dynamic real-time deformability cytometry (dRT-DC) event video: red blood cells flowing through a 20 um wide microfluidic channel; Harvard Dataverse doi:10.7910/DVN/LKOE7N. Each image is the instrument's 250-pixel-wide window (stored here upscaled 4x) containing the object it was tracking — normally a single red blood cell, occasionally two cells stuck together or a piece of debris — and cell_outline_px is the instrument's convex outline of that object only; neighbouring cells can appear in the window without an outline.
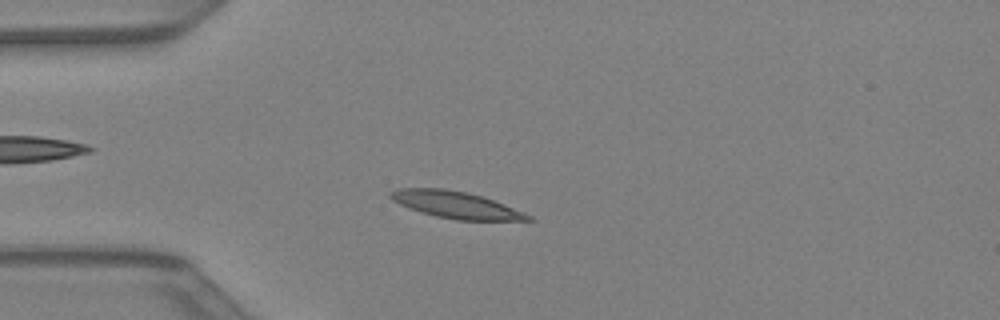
{"species": "Egyptian fruit bat (a non-hibernating species)", "species_latin": "Rousettus aegyptiacus", "temperature_condition": "warm", "stored_images_in_passage": 41, "camera_frame_rate_fps": 3000, "um_per_image_px": 0.085, "animal": {"sex": "female"}, "frame": {"image": 1, "passage_image": 10, "time_ms": 3.0, "image_size_px": [1000, 320], "cell_outline_px": [[536, 220], [456, 220], [436, 216], [420, 212], [408, 208], [392, 200], [388, 196], [388, 192], [400, 188], [444, 188], [468, 192], [504, 204], [524, 212], [532, 216]], "centroid_in_image_um": [38.72, 17.41], "position_along_channel_um": 46.3, "area_um2": 21.5}}
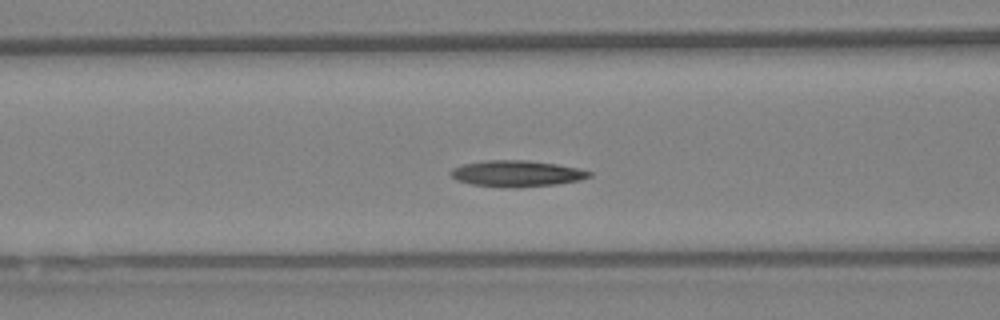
{"frame": {"image": 2, "passage_image": 16, "time_ms": 5.0, "image_size_px": [1000, 320], "cell_outline_px": [[592, 176], [580, 180], [556, 184], [516, 188], [504, 188], [472, 184], [456, 180], [448, 172], [452, 168], [464, 164], [488, 160], [524, 160], [556, 164], [576, 168], [592, 172]], "centroid_in_image_um": [43.9, 14.76], "position_along_channel_um": 122.7, "area_um2": 21.15}}
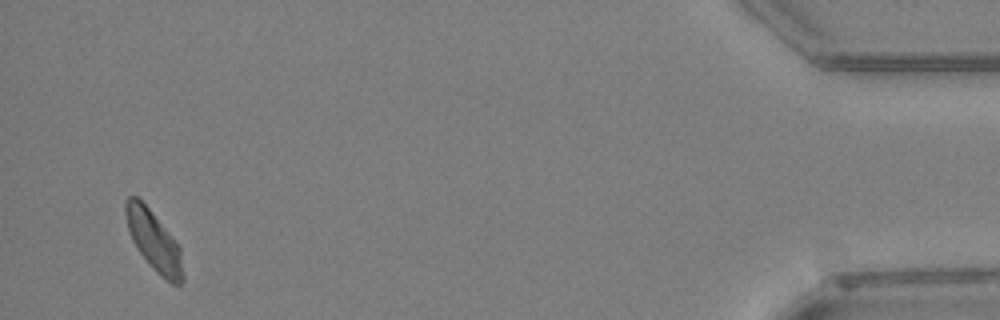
{"frame": {"image": 3, "passage_image": 40, "time_ms": 13.0, "image_size_px": [1000, 320], "cell_outline_px": [[184, 280], [180, 284], [172, 284], [164, 280], [156, 272], [136, 248], [132, 240], [128, 228], [124, 212], [124, 204], [128, 196], [136, 196], [148, 208], [180, 248], [184, 276]], "centroid_in_image_um": [13.06, 20.52], "position_along_channel_um": 422.1, "area_um2": 19.65}}